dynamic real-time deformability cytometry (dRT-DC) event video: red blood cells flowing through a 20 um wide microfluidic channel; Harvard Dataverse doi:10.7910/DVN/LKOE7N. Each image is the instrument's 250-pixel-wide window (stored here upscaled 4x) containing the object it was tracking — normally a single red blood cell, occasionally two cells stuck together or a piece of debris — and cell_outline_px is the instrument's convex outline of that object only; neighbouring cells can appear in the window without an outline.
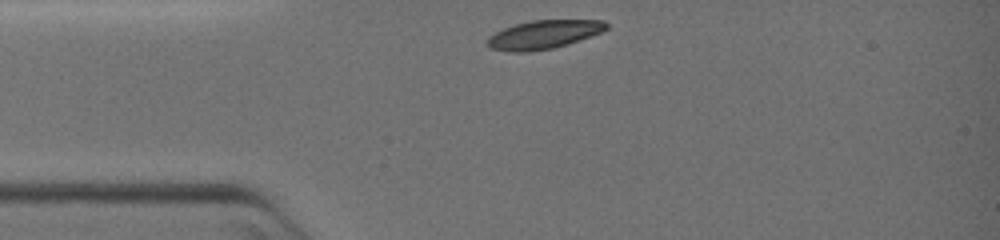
{"species": "common noctule bat (a hibernating species)", "species_latin": "Nyctalus noctula", "temperature_condition": "warm", "stored_images_in_passage": 37, "camera_frame_rate_fps": 3000, "um_per_image_px": 0.085, "animal": {"sex": "female", "body_mass_g": 19.0, "forearm_length_mm": 51.5}, "frame": {"image": 1, "passage_image": 1, "time_ms": 0.0, "image_size_px": [1000, 240], "cell_outline_px": [[608, 28], [600, 32], [552, 48], [520, 52], [516, 52], [492, 48], [488, 44], [488, 40], [496, 32], [504, 28], [516, 24], [532, 20], [604, 20], [608, 24]], "centroid_in_image_um": [46.23, 2.91], "position_along_channel_um": 38.8, "area_um2": 19.02}}
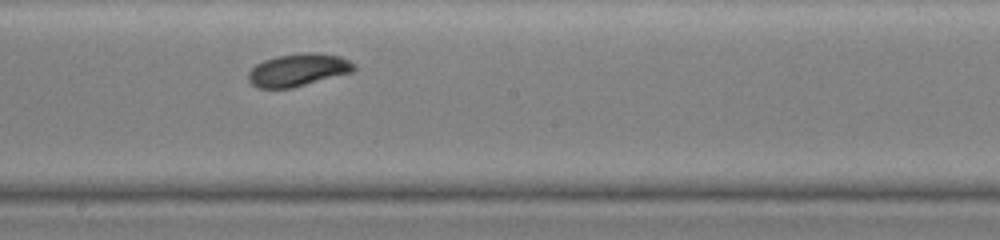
{"frame": {"image": 2, "passage_image": 20, "time_ms": 6.333, "image_size_px": [1000, 240], "cell_outline_px": [[356, 68], [352, 72], [292, 88], [260, 88], [252, 84], [248, 80], [248, 72], [256, 64], [264, 60], [276, 56], [304, 52], [320, 52], [340, 56], [356, 64]], "centroid_in_image_um": [25.36, 5.93], "position_along_channel_um": 222.8, "area_um2": 20.17}}
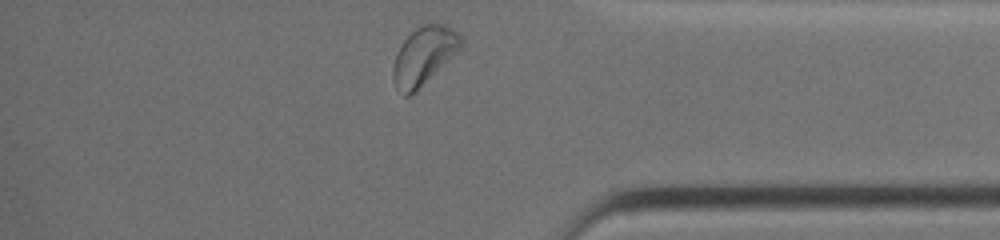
{"frame": {"image": 3, "passage_image": 37, "time_ms": 12.0, "image_size_px": [1000, 240], "cell_outline_px": [[464, 40], [460, 48], [416, 92], [408, 96], [404, 96], [392, 80], [392, 68], [396, 56], [404, 40], [420, 24], [432, 20], [444, 24], [452, 28]], "centroid_in_image_um": [36.03, 4.7], "position_along_channel_um": 399.2, "area_um2": 22.83}}